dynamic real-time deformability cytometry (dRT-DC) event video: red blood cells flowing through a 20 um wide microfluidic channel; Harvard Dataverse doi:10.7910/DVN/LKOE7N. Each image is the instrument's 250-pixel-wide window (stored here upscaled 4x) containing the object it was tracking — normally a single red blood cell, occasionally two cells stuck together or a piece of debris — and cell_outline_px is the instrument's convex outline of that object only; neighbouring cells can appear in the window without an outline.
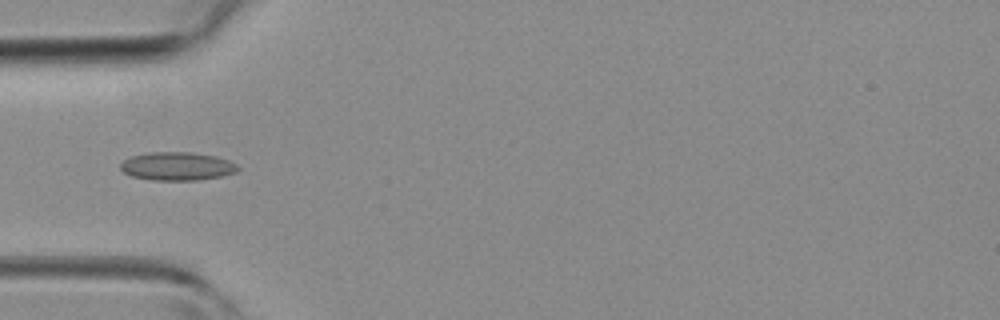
{"species": "common noctule bat (a hibernating species)", "species_latin": "Nyctalus noctula", "temperature_condition": "room temperature", "stored_images_in_passage": 41, "camera_frame_rate_fps": 3000, "um_per_image_px": 0.085, "animal": {"sex": "female", "body_mass_g": 19.3, "forearm_length_mm": 54.1}, "frame": {"image": 1, "passage_image": 10, "time_ms": 3.0, "image_size_px": [1000, 320], "cell_outline_px": [[240, 168], [236, 172], [220, 176], [200, 180], [152, 180], [132, 176], [124, 172], [120, 168], [120, 164], [124, 160], [132, 156], [148, 152], [192, 152], [216, 156], [228, 160], [236, 164]], "centroid_in_image_um": [15.06, 14.13], "position_along_channel_um": 69.9, "area_um2": 19.36}}
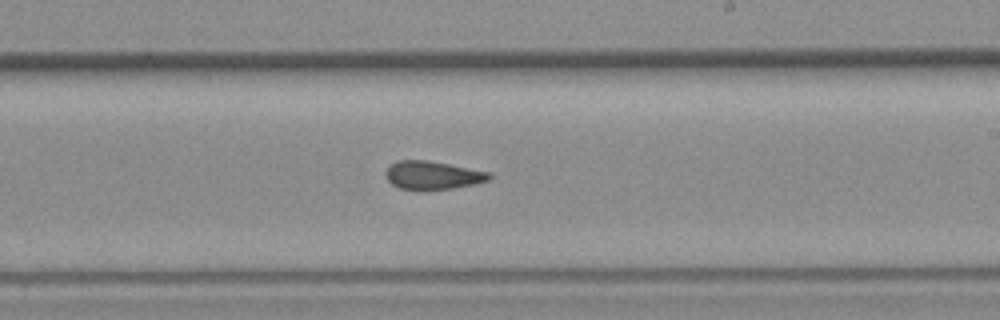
{"frame": {"image": 2, "passage_image": 22, "time_ms": 7.0, "image_size_px": [1000, 320], "cell_outline_px": [[492, 176], [488, 180], [472, 184], [452, 188], [400, 188], [392, 184], [384, 176], [384, 172], [388, 164], [396, 160], [428, 160], [492, 172]], "centroid_in_image_um": [36.74, 14.85], "position_along_channel_um": 252.3, "area_um2": 16.88}}
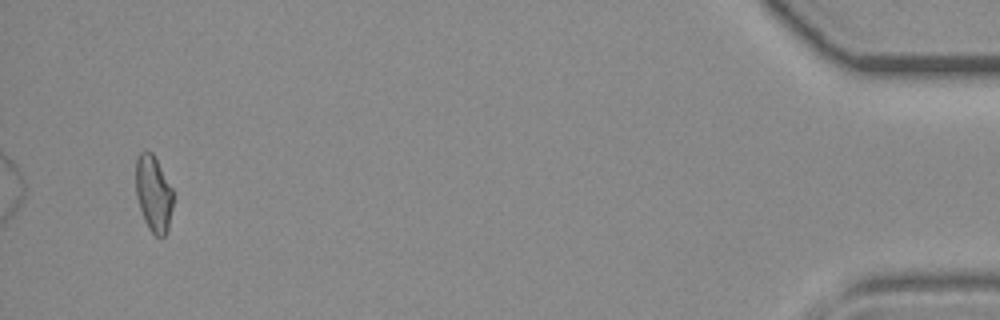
{"frame": {"image": 3, "passage_image": 39, "time_ms": 12.667, "image_size_px": [1000, 320], "cell_outline_px": [[172, 208], [168, 228], [164, 236], [160, 240], [148, 228], [144, 220], [136, 196], [136, 160], [140, 152], [152, 152], [172, 188]], "centroid_in_image_um": [13.04, 16.49], "position_along_channel_um": 422.2, "area_um2": 16.42}}